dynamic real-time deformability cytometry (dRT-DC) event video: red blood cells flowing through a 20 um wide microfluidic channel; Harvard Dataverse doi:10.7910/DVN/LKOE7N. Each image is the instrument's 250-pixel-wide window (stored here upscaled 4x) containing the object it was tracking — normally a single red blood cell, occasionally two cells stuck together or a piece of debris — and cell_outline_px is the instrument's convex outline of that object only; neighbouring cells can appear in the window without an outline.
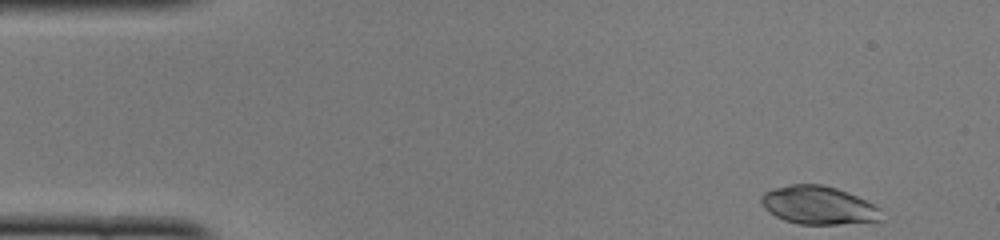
{"species": "common noctule bat (a hibernating species)", "species_latin": "Nyctalus noctula", "temperature_condition": "cold", "stored_images_in_passage": 47, "camera_frame_rate_fps": 3000, "um_per_image_px": 0.085, "animal": {"sex": "female", "body_mass_g": 22.0, "forearm_length_mm": 56.7}, "frame": {"image": 1, "passage_image": 1, "time_ms": 0.0, "image_size_px": [1000, 240], "cell_outline_px": [[880, 220], [840, 224], [800, 224], [784, 220], [768, 212], [764, 208], [760, 200], [760, 196], [764, 192], [772, 188], [788, 184], [820, 184], [836, 188], [856, 196], [880, 208]], "centroid_in_image_um": [69.49, 17.43], "position_along_channel_um": 15.5, "area_um2": 26.59}}
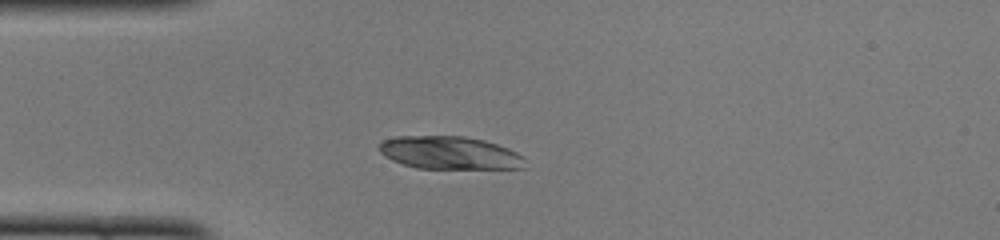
{"frame": {"image": 2, "passage_image": 10, "time_ms": 3.0, "image_size_px": [1000, 240], "cell_outline_px": [[524, 168], [416, 168], [392, 160], [384, 156], [380, 152], [376, 144], [380, 140], [396, 136], [464, 136], [484, 140], [508, 148], [524, 156]], "centroid_in_image_um": [38.16, 12.97], "position_along_channel_um": 46.8, "area_um2": 28.03}}